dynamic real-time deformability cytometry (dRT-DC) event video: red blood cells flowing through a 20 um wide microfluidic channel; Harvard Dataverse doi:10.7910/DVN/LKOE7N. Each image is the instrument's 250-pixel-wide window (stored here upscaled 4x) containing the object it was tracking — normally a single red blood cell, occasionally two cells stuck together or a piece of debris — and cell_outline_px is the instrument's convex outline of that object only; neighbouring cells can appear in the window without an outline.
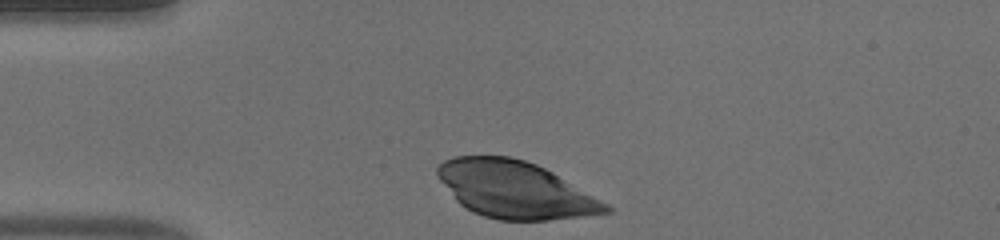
{"species": "human", "species_latin": "Homo sapiens", "temperature_condition": "warm", "stored_images_in_passage": 32, "camera_frame_rate_fps": 3000, "um_per_image_px": 0.085, "donor": {"sex": "male"}, "frame": {"image": 1, "passage_image": 1, "time_ms": 0.0, "image_size_px": [1000, 240], "cell_outline_px": [[612, 212], [548, 220], [500, 220], [484, 216], [472, 212], [460, 204], [456, 200], [440, 180], [436, 172], [436, 168], [444, 160], [452, 156], [512, 156], [536, 164], [552, 172], [608, 204], [612, 208]], "centroid_in_image_um": [43.75, 16.11], "position_along_channel_um": 41.2, "area_um2": 55.43}}
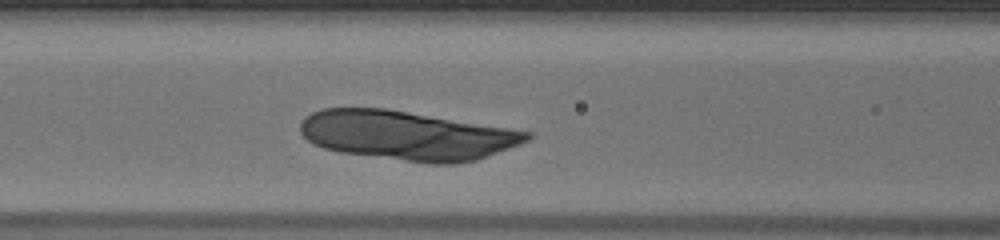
{"frame": {"image": 2, "passage_image": 10, "time_ms": 3.0, "image_size_px": [1000, 240], "cell_outline_px": [[532, 136], [528, 140], [520, 144], [476, 160], [456, 164], [428, 164], [340, 152], [324, 148], [312, 144], [300, 132], [300, 124], [304, 116], [312, 112], [324, 108], [384, 108], [508, 128], [532, 132]], "centroid_in_image_um": [34.56, 11.52], "position_along_channel_um": 132.0, "area_um2": 64.85}}